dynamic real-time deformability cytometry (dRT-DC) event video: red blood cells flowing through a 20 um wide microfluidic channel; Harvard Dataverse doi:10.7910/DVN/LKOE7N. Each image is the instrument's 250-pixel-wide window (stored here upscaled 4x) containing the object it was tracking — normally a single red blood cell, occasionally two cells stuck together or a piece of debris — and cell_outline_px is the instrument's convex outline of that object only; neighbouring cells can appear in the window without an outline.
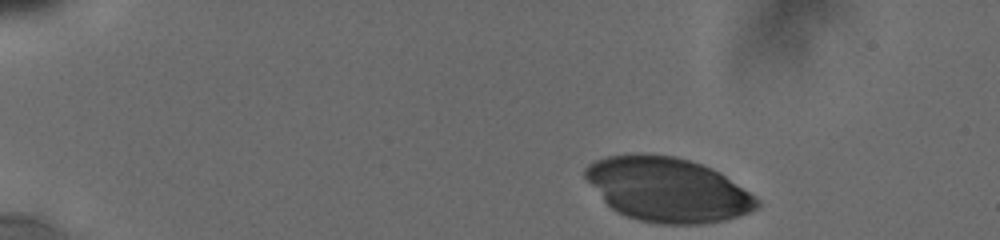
{"species": "human", "species_latin": "Homo sapiens", "temperature_condition": "cold", "stored_images_in_passage": 24, "camera_frame_rate_fps": 3000, "um_per_image_px": 0.085, "donor": {"sex": "male"}, "frame": {"image": 1, "passage_image": 1, "time_ms": 0.0, "image_size_px": [1000, 240], "cell_outline_px": [[760, 204], [756, 208], [748, 212], [724, 220], [704, 224], [660, 224], [640, 220], [616, 212], [604, 200], [584, 176], [584, 168], [588, 164], [604, 156], [636, 152], [644, 152], [676, 156], [712, 168], [720, 172], [760, 200]], "centroid_in_image_um": [56.72, 16.09], "position_along_channel_um": 28.3, "area_um2": 64.39}}